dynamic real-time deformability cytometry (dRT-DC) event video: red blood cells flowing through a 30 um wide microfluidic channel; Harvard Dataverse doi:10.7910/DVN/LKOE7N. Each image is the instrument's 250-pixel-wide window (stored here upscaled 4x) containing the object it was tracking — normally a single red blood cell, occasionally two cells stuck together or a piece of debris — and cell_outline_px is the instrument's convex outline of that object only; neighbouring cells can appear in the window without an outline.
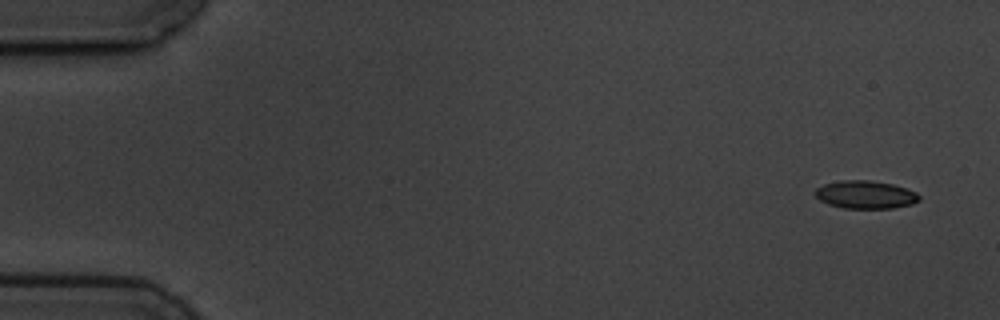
{"species": "common noctule bat (a hibernating species)", "species_latin": "Nyctalus noctula", "temperature_condition": "cold", "stored_images_in_passage": 5, "camera_frame_rate_fps": 3000, "um_per_image_px": 0.085, "animal": {"sex": "male", "body_mass_g": 19.5, "forearm_length_mm": 54.6}, "frame": {"image": 1, "passage_image": 1, "time_ms": 0.0, "image_size_px": [1000, 320], "cell_outline_px": [[920, 200], [912, 204], [892, 208], [844, 208], [828, 204], [820, 200], [812, 192], [816, 188], [824, 184], [840, 180], [868, 180], [892, 184], [908, 188], [916, 192], [920, 196]], "centroid_in_image_um": [73.56, 16.54], "position_along_channel_um": 11.4, "area_um2": 17.05}}
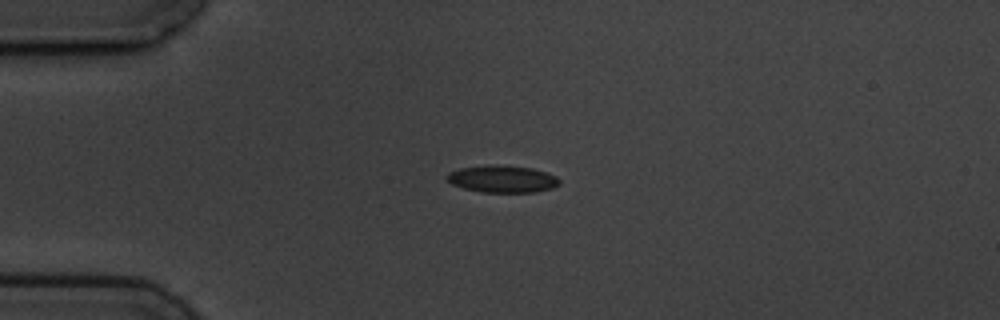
{"frame": {"image": 2, "passage_image": 4, "time_ms": 3.667, "image_size_px": [1000, 320], "cell_outline_px": [[560, 184], [552, 188], [536, 192], [484, 192], [464, 188], [452, 184], [444, 176], [448, 172], [460, 168], [492, 164], [496, 164], [532, 168], [556, 176], [560, 180]], "centroid_in_image_um": [42.69, 15.2], "position_along_channel_um": 42.3, "area_um2": 17.8}}